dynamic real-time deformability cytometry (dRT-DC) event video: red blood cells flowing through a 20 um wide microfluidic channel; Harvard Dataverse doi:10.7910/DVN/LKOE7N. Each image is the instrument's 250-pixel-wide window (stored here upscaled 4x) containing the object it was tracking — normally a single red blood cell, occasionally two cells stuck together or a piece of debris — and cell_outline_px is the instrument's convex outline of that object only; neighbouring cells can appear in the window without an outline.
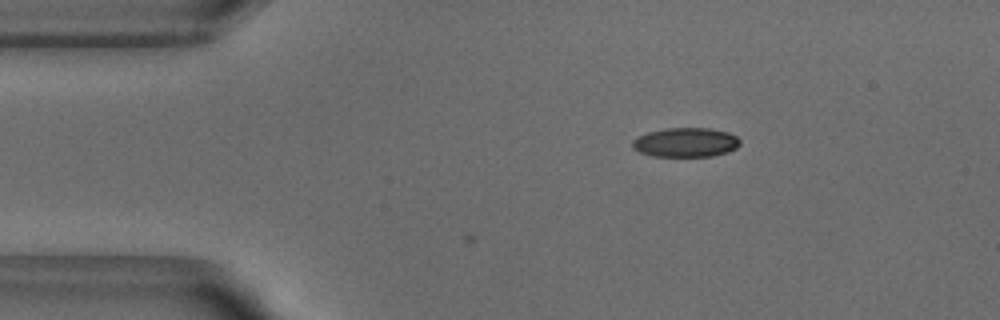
{"species": "common noctule bat (a hibernating species)", "species_latin": "Nyctalus noctula", "temperature_condition": "warm", "stored_images_in_passage": 3, "camera_frame_rate_fps": 3000, "um_per_image_px": 0.085, "animal": {"sex": "male", "body_mass_g": 18.8}, "frame": {"image": 1, "passage_image": 3, "time_ms": 0.667, "image_size_px": [1000, 320], "cell_outline_px": [[740, 144], [736, 148], [728, 152], [712, 156], [652, 156], [640, 152], [632, 148], [632, 140], [636, 136], [648, 132], [668, 128], [708, 128], [728, 132], [736, 136], [740, 140]], "centroid_in_image_um": [58.27, 12.1], "position_along_channel_um": 26.7, "area_um2": 18.44}}